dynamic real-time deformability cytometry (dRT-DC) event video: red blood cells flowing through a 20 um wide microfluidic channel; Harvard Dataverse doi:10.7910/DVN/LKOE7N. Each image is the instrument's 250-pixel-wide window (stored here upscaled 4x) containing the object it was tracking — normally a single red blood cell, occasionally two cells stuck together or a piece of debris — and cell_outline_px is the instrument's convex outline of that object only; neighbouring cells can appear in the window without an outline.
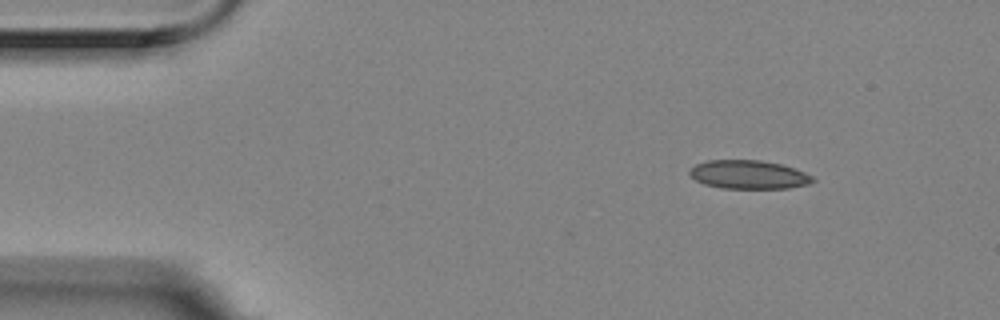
{"species": "Egyptian fruit bat (a non-hibernating species)", "species_latin": "Rousettus aegyptiacus", "temperature_condition": "room temperature", "stored_images_in_passage": 3, "camera_frame_rate_fps": 3000, "um_per_image_px": 0.085, "animal": {"sex": "female"}, "frame": {"image": 1, "passage_image": 1, "time_ms": 0.0, "image_size_px": [1000, 320], "cell_outline_px": [[816, 180], [808, 184], [788, 188], [720, 188], [704, 184], [696, 180], [688, 172], [696, 164], [708, 160], [760, 160], [780, 164], [804, 172], [812, 176]], "centroid_in_image_um": [63.63, 14.84], "position_along_channel_um": 21.4, "area_um2": 20.35}}